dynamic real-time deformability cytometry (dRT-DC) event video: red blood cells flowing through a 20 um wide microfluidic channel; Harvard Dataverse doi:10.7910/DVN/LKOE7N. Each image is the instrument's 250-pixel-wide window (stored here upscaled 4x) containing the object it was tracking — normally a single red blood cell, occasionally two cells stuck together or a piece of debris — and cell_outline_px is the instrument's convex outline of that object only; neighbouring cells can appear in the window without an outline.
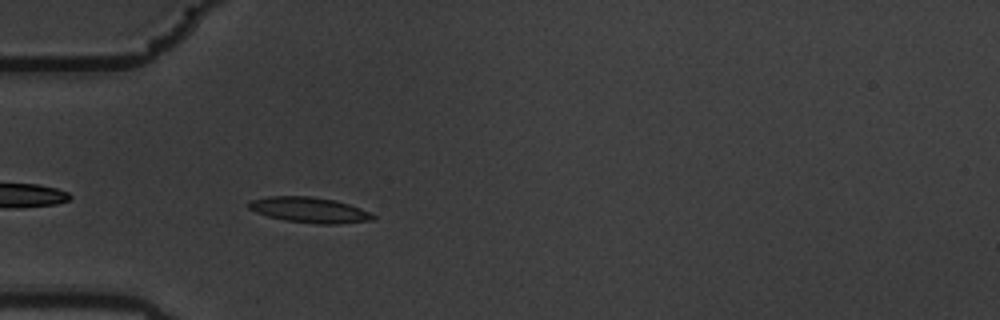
{"species": "common noctule bat (a hibernating species)", "species_latin": "Nyctalus noctula", "temperature_condition": "warm", "stored_images_in_passage": 28, "camera_frame_rate_fps": 3000, "um_per_image_px": 0.085, "animal": {"sex": "male", "body_mass_g": 19.5, "forearm_length_mm": 54.6}, "frame": {"image": 1, "passage_image": 3, "time_ms": 0.667, "image_size_px": [1000, 320], "cell_outline_px": [[376, 220], [336, 224], [316, 224], [284, 220], [268, 216], [256, 212], [248, 208], [248, 200], [268, 196], [312, 196], [336, 200], [360, 208], [376, 216]], "centroid_in_image_um": [26.29, 17.84], "position_along_channel_um": 58.7, "area_um2": 18.61}}
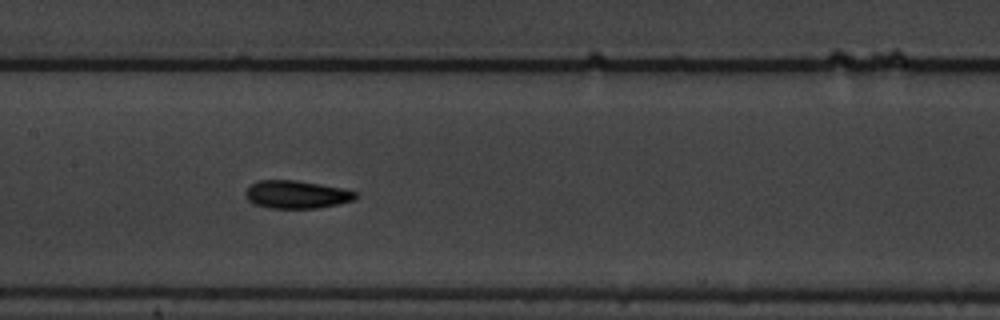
{"frame": {"image": 2, "passage_image": 14, "time_ms": 4.333, "image_size_px": [1000, 320], "cell_outline_px": [[360, 196], [356, 200], [316, 208], [268, 208], [252, 204], [248, 200], [244, 192], [252, 184], [260, 180], [296, 180], [344, 188], [360, 192]], "centroid_in_image_um": [25.26, 16.53], "position_along_channel_um": 182.1, "area_um2": 18.15}}
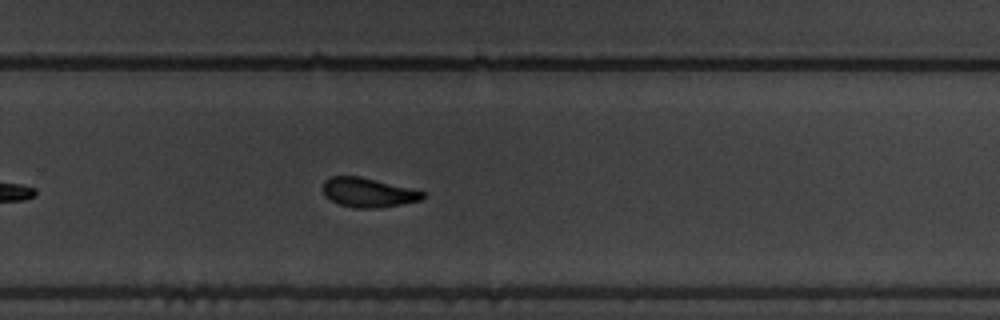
{"frame": {"image": 3, "passage_image": 24, "time_ms": 7.667, "image_size_px": [1000, 320], "cell_outline_px": [[424, 196], [420, 200], [400, 204], [376, 208], [352, 208], [340, 204], [324, 196], [324, 180], [332, 176], [360, 176], [424, 192]], "centroid_in_image_um": [31.24, 16.36], "position_along_channel_um": 298.6, "area_um2": 16.7}}